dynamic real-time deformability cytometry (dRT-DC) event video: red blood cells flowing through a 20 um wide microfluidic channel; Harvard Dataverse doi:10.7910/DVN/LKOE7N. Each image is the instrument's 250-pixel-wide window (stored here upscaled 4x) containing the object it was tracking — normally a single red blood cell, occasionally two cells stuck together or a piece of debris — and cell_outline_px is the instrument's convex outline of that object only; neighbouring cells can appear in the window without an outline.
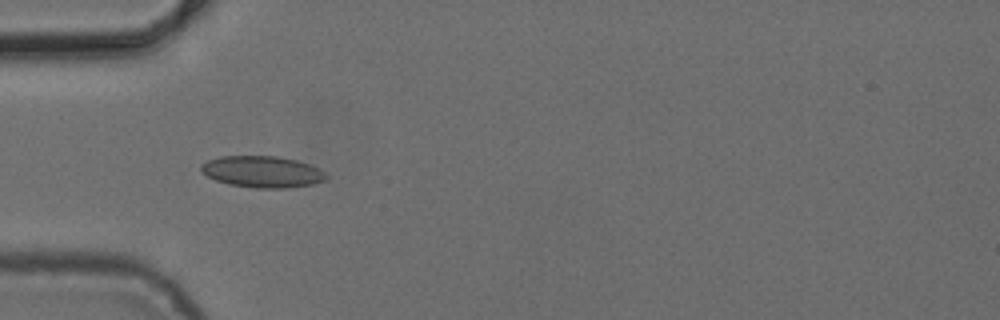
{"species": "common noctule bat (a hibernating species)", "species_latin": "Nyctalus noctula", "temperature_condition": "cold", "stored_images_in_passage": 4, "camera_frame_rate_fps": 3000, "um_per_image_px": 0.085, "animal": {"sex": "female", "body_mass_g": 24.6, "forearm_length_mm": 56.2}, "frame": {"image": 1, "passage_image": 3, "time_ms": 5.333, "image_size_px": [1000, 320], "cell_outline_px": [[328, 176], [324, 180], [312, 184], [284, 188], [256, 188], [228, 184], [216, 180], [208, 176], [200, 168], [200, 164], [208, 160], [220, 156], [276, 156], [296, 160], [320, 168]], "centroid_in_image_um": [22.29, 14.59], "position_along_channel_um": 62.7, "area_um2": 22.83}}
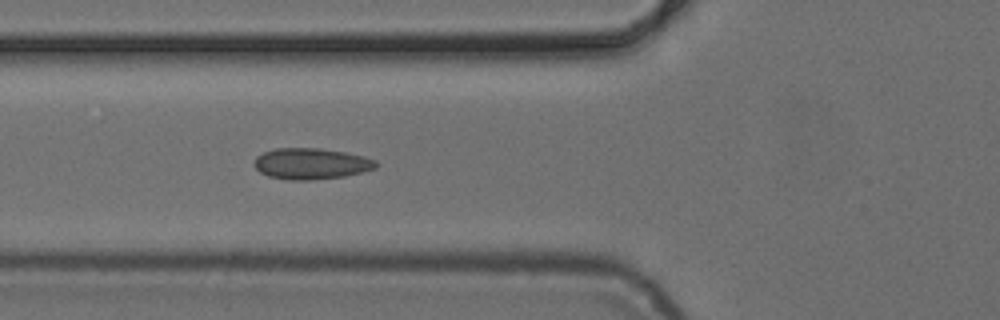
{"frame": {"image": 2, "passage_image": 4, "time_ms": 6.333, "image_size_px": [1000, 320], "cell_outline_px": [[380, 164], [376, 168], [344, 176], [312, 180], [288, 180], [268, 176], [260, 172], [252, 164], [256, 156], [264, 152], [276, 148], [320, 148], [344, 152], [364, 156], [376, 160]], "centroid_in_image_um": [26.43, 13.91], "position_along_channel_um": 99.4, "area_um2": 22.2}}